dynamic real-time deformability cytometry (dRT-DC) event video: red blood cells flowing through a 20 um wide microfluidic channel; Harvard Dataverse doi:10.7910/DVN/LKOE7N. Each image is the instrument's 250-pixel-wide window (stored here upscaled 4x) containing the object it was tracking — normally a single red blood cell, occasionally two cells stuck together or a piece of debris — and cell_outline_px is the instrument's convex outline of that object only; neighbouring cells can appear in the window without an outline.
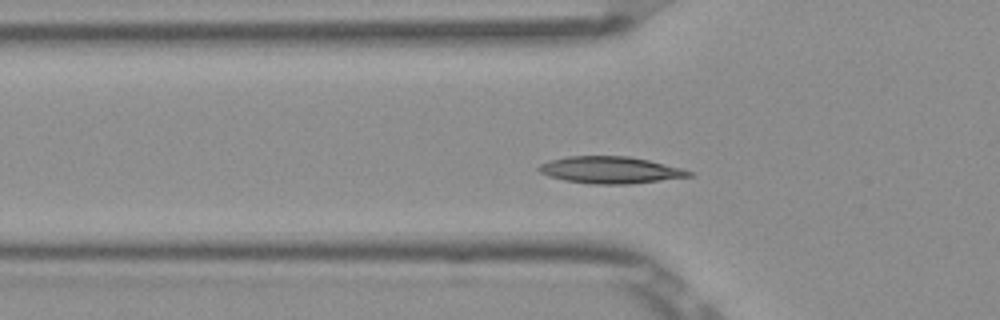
{"species": "Egyptian fruit bat (a non-hibernating species)", "species_latin": "Rousettus aegyptiacus", "temperature_condition": "room temperature", "stored_images_in_passage": 45, "camera_frame_rate_fps": 3000, "um_per_image_px": 0.085, "frame": {"image": 1, "passage_image": 9, "time_ms": 2.667, "image_size_px": [1000, 320], "cell_outline_px": [[696, 176], [628, 184], [592, 184], [564, 180], [548, 176], [540, 172], [536, 168], [540, 164], [548, 160], [568, 156], [628, 156], [648, 160], [680, 168], [692, 172]], "centroid_in_image_um": [51.85, 14.45], "position_along_channel_um": 74.0, "area_um2": 23.52}}
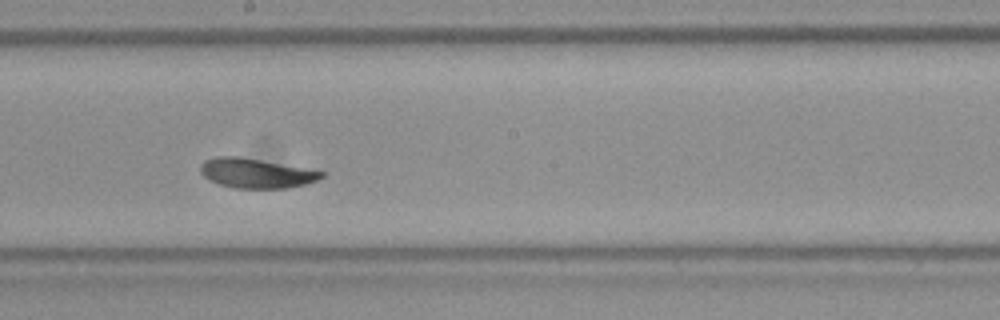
{"frame": {"image": 2, "passage_image": 21, "time_ms": 6.667, "image_size_px": [1000, 320], "cell_outline_px": [[324, 176], [316, 180], [304, 184], [288, 188], [232, 188], [208, 180], [200, 172], [200, 164], [204, 160], [216, 156], [240, 156], [324, 172]], "centroid_in_image_um": [21.7, 14.72], "position_along_channel_um": 226.5, "area_um2": 20.75}}
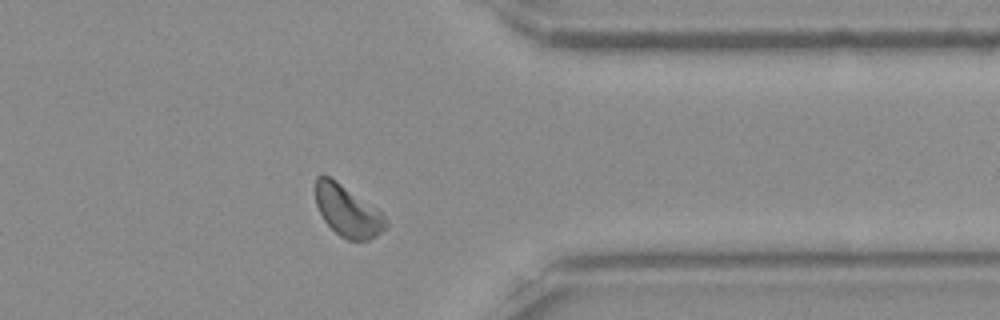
{"frame": {"image": 3, "passage_image": 34, "time_ms": 11.0, "image_size_px": [1000, 320], "cell_outline_px": [[388, 228], [376, 236], [368, 240], [348, 240], [340, 236], [324, 220], [316, 204], [316, 176], [328, 176], [336, 180], [380, 212], [388, 220]], "centroid_in_image_um": [29.56, 17.96], "position_along_channel_um": 381.8, "area_um2": 20.58}, "authors_computed_cell_mechanics": {"area_um2": 21.2126, "velocity_mm_per_s": 3.7994, "shape_relaxation_time_tau1_ms": 3.3544, "shape_relaxation_time_tau2_ms": 2.7162, "deformation_change_tau1": 0.1079, "deformation_change_tau2": 0.0638}}